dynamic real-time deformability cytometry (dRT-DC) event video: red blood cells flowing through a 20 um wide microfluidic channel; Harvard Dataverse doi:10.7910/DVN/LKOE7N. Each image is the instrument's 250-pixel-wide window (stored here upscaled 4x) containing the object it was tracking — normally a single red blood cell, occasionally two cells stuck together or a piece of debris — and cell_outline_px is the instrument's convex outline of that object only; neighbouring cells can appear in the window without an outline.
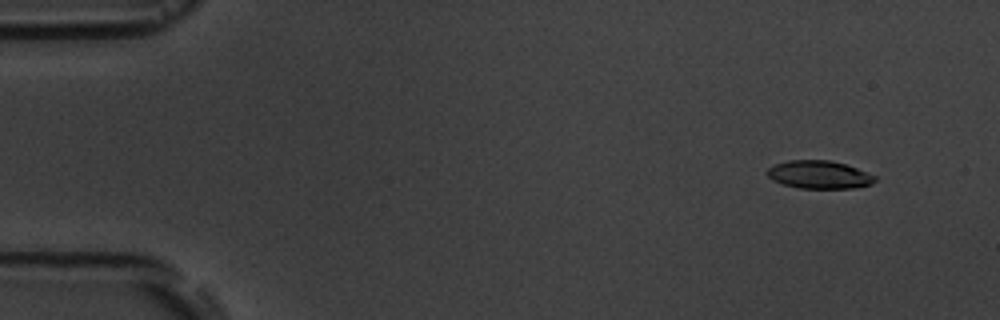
{"species": "common noctule bat (a hibernating species)", "species_latin": "Nyctalus noctula", "temperature_condition": "room temperature", "stored_images_in_passage": 6, "camera_frame_rate_fps": 3000, "um_per_image_px": 0.085, "animal": {"sex": "male", "body_mass_g": 19.5, "forearm_length_mm": 54.6}, "frame": {"image": 1, "passage_image": 2, "time_ms": 1.333, "image_size_px": [1000, 320], "cell_outline_px": [[876, 180], [872, 184], [852, 188], [800, 188], [784, 184], [772, 180], [764, 172], [768, 168], [776, 164], [788, 160], [828, 160], [844, 164], [856, 168], [876, 176]], "centroid_in_image_um": [69.61, 14.84], "position_along_channel_um": 15.4, "area_um2": 17.46}}
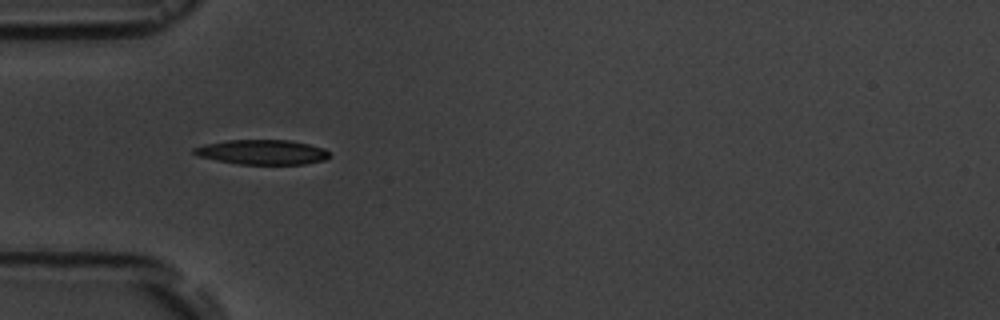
{"frame": {"image": 2, "passage_image": 5, "time_ms": 5.667, "image_size_px": [1000, 320], "cell_outline_px": [[332, 156], [324, 160], [304, 164], [240, 164], [216, 160], [196, 156], [192, 152], [192, 148], [204, 144], [228, 140], [288, 140], [308, 144], [324, 148]], "centroid_in_image_um": [22.26, 12.93], "position_along_channel_um": 62.7, "area_um2": 19.59}}
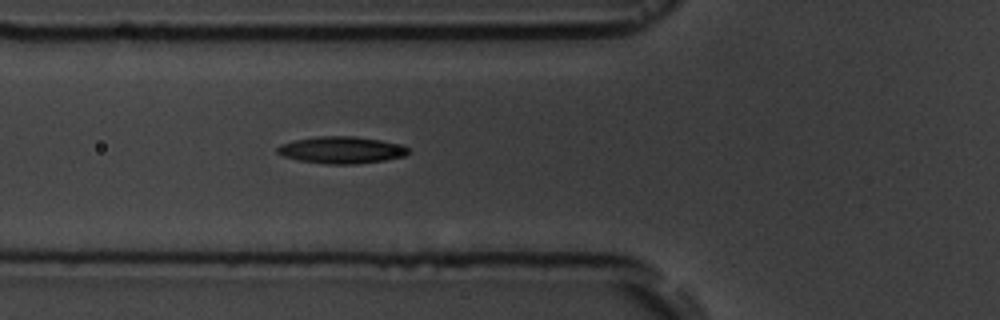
{"frame": {"image": 3, "passage_image": 6, "time_ms": 6.667, "image_size_px": [1000, 320], "cell_outline_px": [[408, 152], [404, 156], [384, 160], [356, 164], [328, 164], [296, 160], [284, 156], [276, 152], [276, 148], [280, 144], [296, 140], [320, 136], [356, 136], [404, 144], [408, 148]], "centroid_in_image_um": [29.03, 12.75], "position_along_channel_um": 96.8, "area_um2": 20.58}}